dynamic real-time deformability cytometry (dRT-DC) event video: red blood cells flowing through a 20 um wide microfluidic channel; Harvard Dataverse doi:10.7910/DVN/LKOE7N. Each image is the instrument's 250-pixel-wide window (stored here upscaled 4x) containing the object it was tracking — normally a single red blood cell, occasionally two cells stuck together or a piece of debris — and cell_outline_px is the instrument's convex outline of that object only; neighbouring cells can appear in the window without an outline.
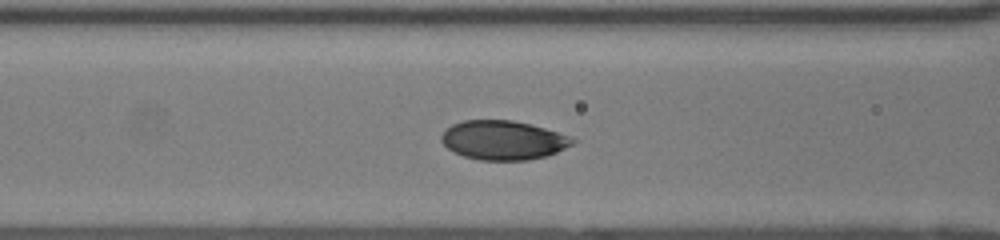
{"species": "human", "species_latin": "Homo sapiens", "temperature_condition": "room temperature", "stored_images_in_passage": 33, "camera_frame_rate_fps": 3000, "um_per_image_px": 0.085, "donor": {"sex": "female"}, "frame": {"image": 1, "passage_image": 5, "time_ms": 1.333, "image_size_px": [1000, 240], "cell_outline_px": [[580, 140], [548, 156], [528, 160], [480, 160], [464, 156], [448, 148], [440, 140], [440, 136], [452, 124], [464, 120], [512, 120], [544, 128]], "centroid_in_image_um": [42.77, 11.92], "position_along_channel_um": 123.8, "area_um2": 29.71}}
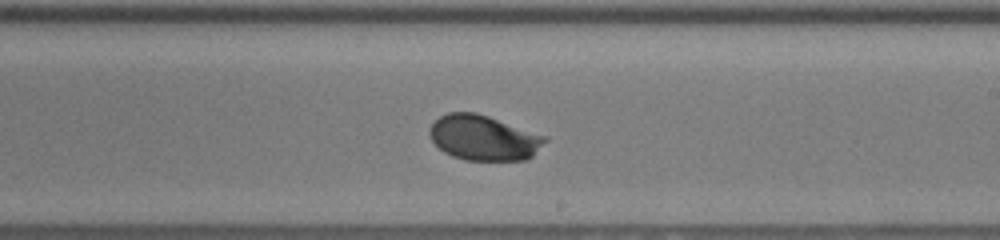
{"frame": {"image": 2, "passage_image": 14, "time_ms": 4.333, "image_size_px": [1000, 240], "cell_outline_px": [[548, 140], [532, 156], [524, 160], [464, 160], [452, 156], [444, 152], [432, 140], [428, 132], [432, 124], [440, 116], [448, 112], [476, 112], [548, 136]], "centroid_in_image_um": [41.13, 11.71], "position_along_channel_um": 247.9, "area_um2": 30.4}}
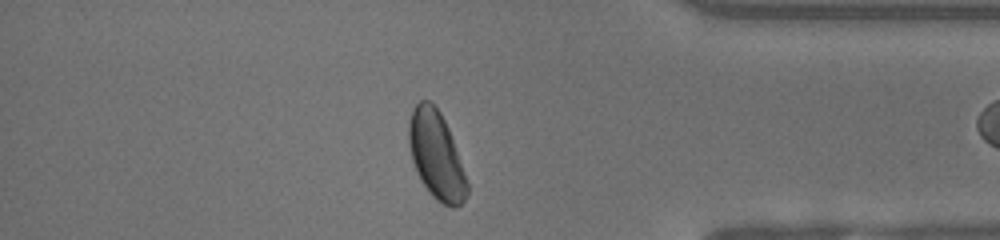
{"frame": {"image": 3, "passage_image": 26, "time_ms": 8.333, "image_size_px": [1000, 240], "cell_outline_px": [[468, 192], [464, 200], [456, 208], [452, 208], [436, 200], [428, 192], [420, 180], [416, 172], [412, 160], [408, 144], [408, 124], [412, 108], [420, 100], [428, 100], [440, 112], [448, 128], [468, 184]], "centroid_in_image_um": [37.05, 13.22], "position_along_channel_um": 398.2, "area_um2": 29.59}, "authors_computed_cell_mechanics": {"area_um2": 30.1138, "velocity_mm_per_s": 4.1632, "shape_relaxation_time_tau1_ms": 2.6558, "shape_relaxation_time_tau2_ms": null, "deformation_change_tau1": 0.099, "deformation_change_tau2": null}}